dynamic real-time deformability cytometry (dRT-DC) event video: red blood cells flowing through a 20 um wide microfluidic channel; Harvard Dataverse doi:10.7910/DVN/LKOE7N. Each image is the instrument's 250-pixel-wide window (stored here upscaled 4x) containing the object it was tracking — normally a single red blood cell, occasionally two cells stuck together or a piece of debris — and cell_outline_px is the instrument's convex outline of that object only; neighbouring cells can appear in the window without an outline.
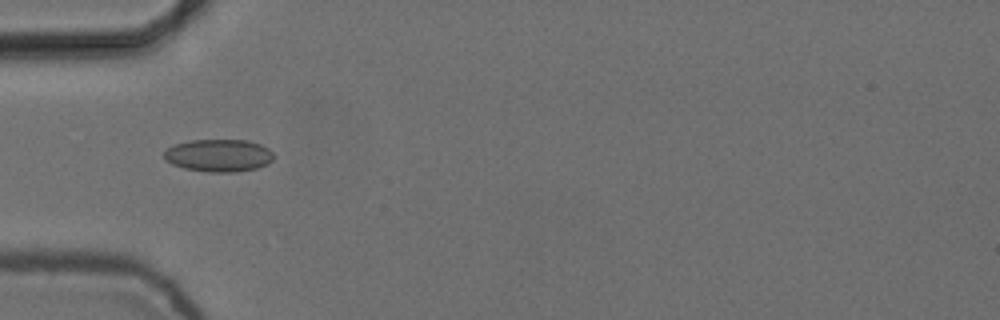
{"species": "common noctule bat (a hibernating species)", "species_latin": "Nyctalus noctula", "temperature_condition": "cold", "stored_images_in_passage": 2, "camera_frame_rate_fps": 3000, "um_per_image_px": 0.085, "animal": {"sex": "female", "body_mass_g": 24.6, "forearm_length_mm": 56.2}, "frame": {"image": 1, "passage_image": 1, "time_ms": 0.0, "image_size_px": [1000, 320], "cell_outline_px": [[276, 156], [268, 164], [256, 168], [236, 172], [208, 172], [184, 168], [172, 164], [164, 160], [164, 152], [168, 148], [176, 144], [188, 140], [248, 140], [260, 144], [268, 148]], "centroid_in_image_um": [18.6, 13.21], "position_along_channel_um": 66.4, "area_um2": 20.92}}
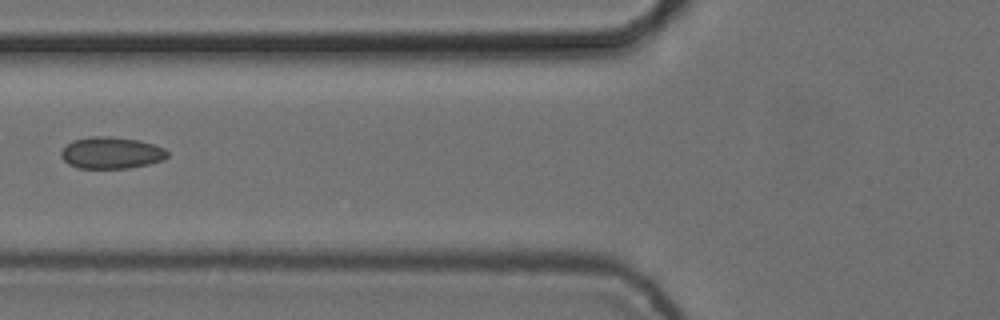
{"frame": {"image": 2, "passage_image": 2, "time_ms": 0.333, "image_size_px": [1000, 320], "cell_outline_px": [[168, 156], [164, 160], [148, 164], [128, 168], [76, 168], [68, 164], [60, 156], [60, 152], [72, 140], [88, 136], [108, 136], [140, 140], [164, 148], [168, 152]], "centroid_in_image_um": [9.45, 12.99], "position_along_channel_um": 116.4, "area_um2": 19.77}}